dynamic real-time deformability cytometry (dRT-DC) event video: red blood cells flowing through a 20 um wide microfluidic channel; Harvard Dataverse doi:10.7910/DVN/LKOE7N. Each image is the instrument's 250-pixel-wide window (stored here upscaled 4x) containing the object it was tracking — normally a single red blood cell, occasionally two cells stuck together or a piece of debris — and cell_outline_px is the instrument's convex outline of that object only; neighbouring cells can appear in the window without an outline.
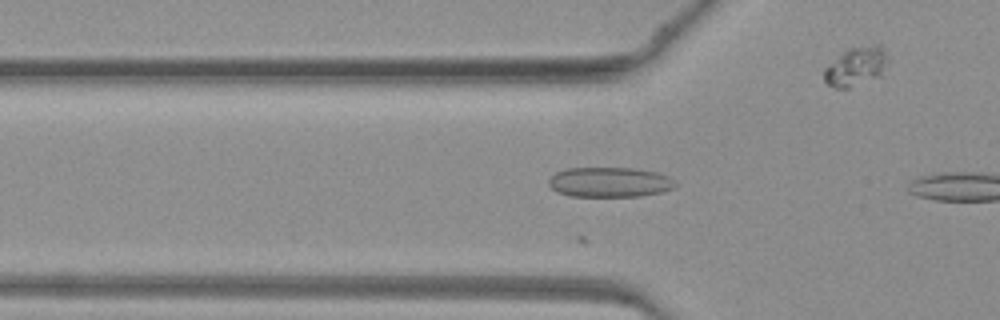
{"species": "common noctule bat (a hibernating species)", "species_latin": "Nyctalus noctula", "temperature_condition": "warm", "stored_images_in_passage": 9, "camera_frame_rate_fps": 3000, "um_per_image_px": 0.085, "animal": {"sex": "female", "body_mass_g": 19.3, "forearm_length_mm": 54.1}, "frame": {"image": 1, "passage_image": 8, "time_ms": 2.333, "image_size_px": [1000, 320], "cell_outline_px": [[676, 184], [672, 188], [660, 192], [640, 196], [568, 196], [556, 192], [548, 184], [548, 180], [556, 172], [568, 168], [632, 168], [656, 172], [668, 176]], "centroid_in_image_um": [51.77, 15.48], "position_along_channel_um": 74.0, "area_um2": 21.96}}